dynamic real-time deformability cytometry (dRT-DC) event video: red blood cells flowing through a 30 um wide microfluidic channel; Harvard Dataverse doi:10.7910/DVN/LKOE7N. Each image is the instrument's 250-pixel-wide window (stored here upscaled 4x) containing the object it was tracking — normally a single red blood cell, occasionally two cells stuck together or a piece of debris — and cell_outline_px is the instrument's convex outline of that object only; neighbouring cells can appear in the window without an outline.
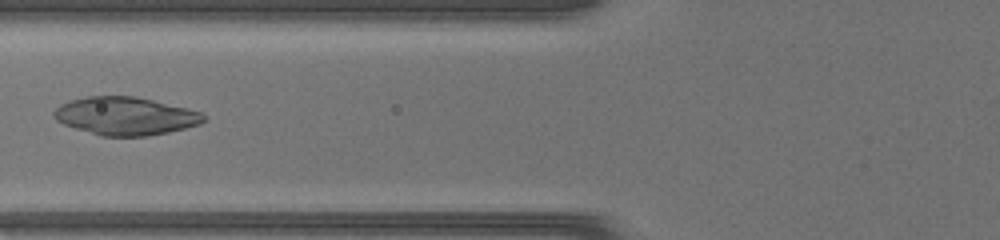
{"species": "common noctule bat (a hibernating species)", "species_latin": "Nyctalus noctula", "temperature_condition": "warm", "stored_images_in_passage": 48, "camera_frame_rate_fps": 3000, "um_per_image_px": 0.085, "animal": {"sex": "female", "body_mass_g": 17.0, "forearm_length_mm": 48.0}, "frame": {"image": 1, "passage_image": 21, "time_ms": 6.667, "image_size_px": [1000, 240], "cell_outline_px": [[204, 120], [200, 124], [168, 132], [148, 136], [100, 136], [64, 124], [56, 120], [52, 116], [52, 112], [60, 104], [72, 100], [88, 96], [136, 96], [188, 108], [200, 112], [204, 116]], "centroid_in_image_um": [10.64, 9.86], "position_along_channel_um": 115.2, "area_um2": 33.06}}
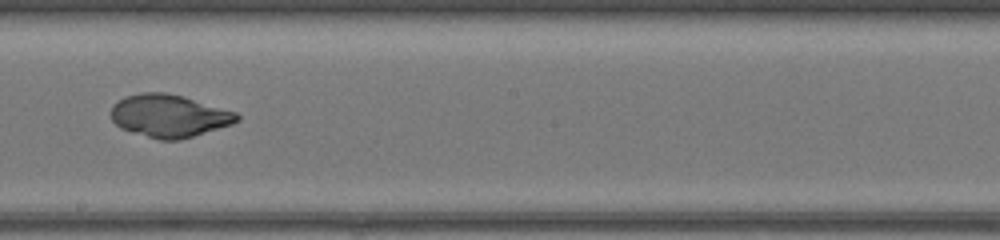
{"frame": {"image": 2, "passage_image": 29, "time_ms": 9.333, "image_size_px": [1000, 240], "cell_outline_px": [[240, 120], [232, 124], [180, 140], [160, 140], [120, 128], [112, 120], [112, 104], [124, 96], [140, 92], [164, 92], [184, 96], [236, 112], [240, 116]], "centroid_in_image_um": [14.37, 9.83], "position_along_channel_um": 233.8, "area_um2": 31.33}}
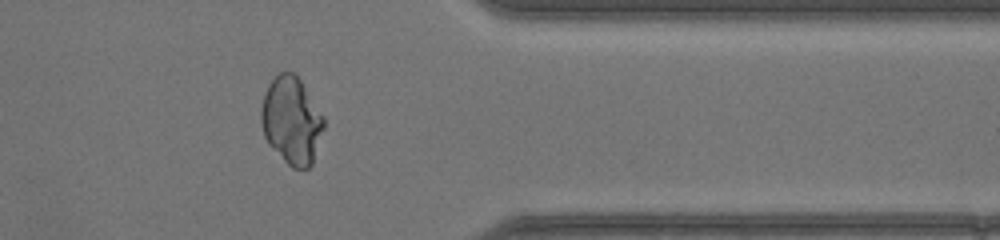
{"frame": {"image": 3, "passage_image": 40, "time_ms": 13.0, "image_size_px": [1000, 240], "cell_outline_px": [[324, 128], [312, 164], [308, 168], [292, 168], [268, 144], [264, 136], [260, 120], [260, 108], [264, 92], [268, 84], [280, 72], [292, 72], [300, 80], [324, 116]], "centroid_in_image_um": [24.76, 10.24], "position_along_channel_um": 386.6, "area_um2": 31.85}}